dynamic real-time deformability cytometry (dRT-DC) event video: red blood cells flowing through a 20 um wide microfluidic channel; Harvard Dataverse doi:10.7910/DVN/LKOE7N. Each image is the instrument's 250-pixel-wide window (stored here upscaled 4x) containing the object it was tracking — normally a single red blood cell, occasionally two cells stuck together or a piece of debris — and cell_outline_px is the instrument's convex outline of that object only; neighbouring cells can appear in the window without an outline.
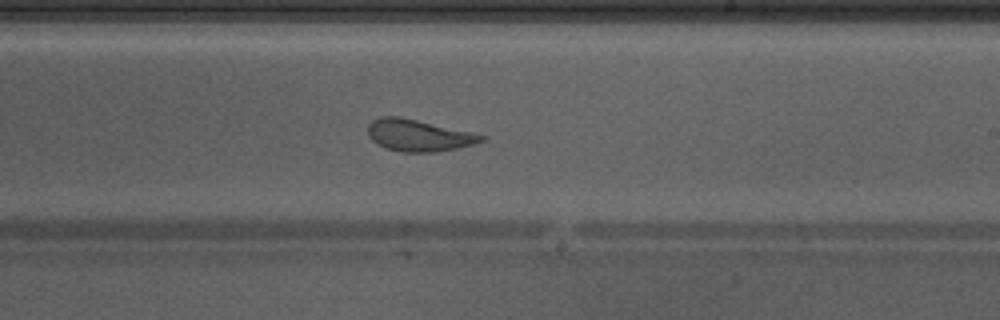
{"species": "Egyptian fruit bat (a non-hibernating species)", "species_latin": "Rousettus aegyptiacus", "temperature_condition": "warm", "stored_images_in_passage": 45, "camera_frame_rate_fps": 3000, "um_per_image_px": 0.085, "animal": {"sex": "male"}, "frame": {"image": 1, "passage_image": 26, "time_ms": 8.333, "image_size_px": [1000, 320], "cell_outline_px": [[484, 140], [476, 144], [436, 152], [404, 152], [388, 148], [372, 140], [368, 136], [368, 124], [372, 120], [380, 116], [400, 116], [472, 132], [484, 136]], "centroid_in_image_um": [35.57, 11.49], "position_along_channel_um": 253.4, "area_um2": 20.87}, "authors_computed_cell_mechanics": {"area_um2": 23.2934, "velocity_mm_per_s": 4.2591, "shape_relaxation_time_tau1_ms": 5.4294, "shape_relaxation_time_tau2_ms": 0.8695, "deformation_change_tau1": 0.1597, "deformation_change_tau2": 0.0852}}